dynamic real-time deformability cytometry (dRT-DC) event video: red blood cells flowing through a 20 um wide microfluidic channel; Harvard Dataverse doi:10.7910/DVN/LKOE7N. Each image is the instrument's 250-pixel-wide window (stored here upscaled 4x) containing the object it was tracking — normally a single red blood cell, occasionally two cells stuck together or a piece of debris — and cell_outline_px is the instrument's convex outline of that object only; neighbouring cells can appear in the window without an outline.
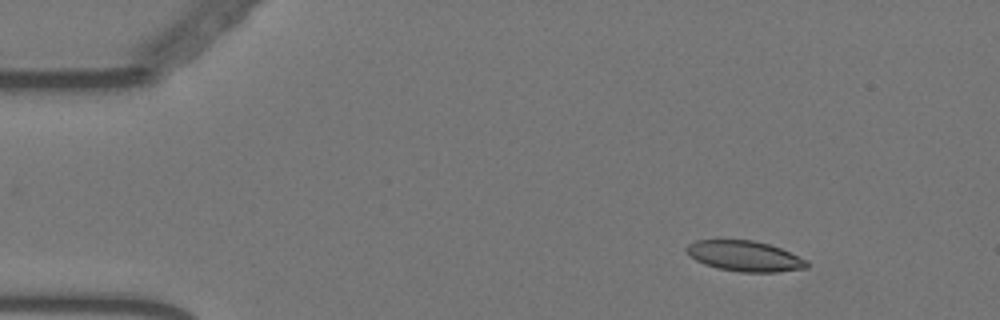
{"species": "Egyptian fruit bat (a non-hibernating species)", "species_latin": "Rousettus aegyptiacus", "temperature_condition": "warm", "stored_images_in_passage": 57, "camera_frame_rate_fps": 3000, "um_per_image_px": 0.085, "animal": {"sex": "female"}, "frame": {"image": 1, "passage_image": 8, "time_ms": 2.333, "image_size_px": [1000, 320], "cell_outline_px": [[808, 268], [776, 272], [740, 272], [716, 268], [704, 264], [696, 260], [684, 248], [688, 244], [696, 240], [752, 240], [768, 244], [780, 248], [808, 260]], "centroid_in_image_um": [63.31, 21.77], "position_along_channel_um": 21.7, "area_um2": 21.33}}
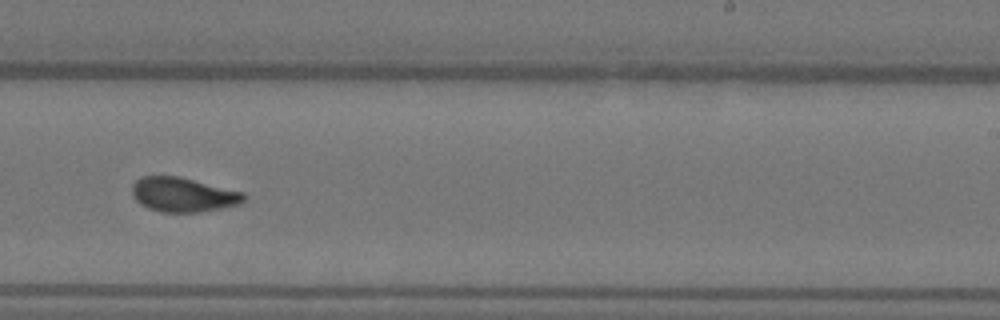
{"frame": {"image": 2, "passage_image": 36, "time_ms": 11.667, "image_size_px": [1000, 320], "cell_outline_px": [[248, 196], [244, 204], [200, 212], [160, 212], [148, 208], [140, 204], [132, 196], [132, 184], [140, 176], [180, 176], [244, 192]], "centroid_in_image_um": [15.61, 16.55], "position_along_channel_um": 273.4, "area_um2": 22.89}}
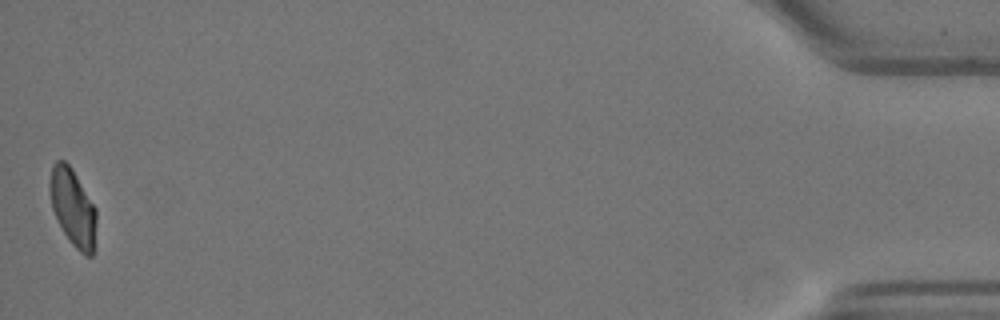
{"frame": {"image": 3, "passage_image": 57, "time_ms": 18.667, "image_size_px": [1000, 320], "cell_outline_px": [[96, 224], [92, 256], [84, 256], [68, 240], [52, 208], [48, 192], [48, 184], [52, 164], [56, 160], [64, 160], [72, 168], [96, 208]], "centroid_in_image_um": [6.17, 17.6], "position_along_channel_um": 429.0, "area_um2": 21.04}, "authors_computed_cell_mechanics": {"area_um2": 21.964, "velocity_mm_per_s": 3.5628, "shape_relaxation_time_tau1_ms": 10.9153, "shape_relaxation_time_tau2_ms": 1.5518, "deformation_change_tau1": 0.243, "deformation_change_tau2": 0.0632}}